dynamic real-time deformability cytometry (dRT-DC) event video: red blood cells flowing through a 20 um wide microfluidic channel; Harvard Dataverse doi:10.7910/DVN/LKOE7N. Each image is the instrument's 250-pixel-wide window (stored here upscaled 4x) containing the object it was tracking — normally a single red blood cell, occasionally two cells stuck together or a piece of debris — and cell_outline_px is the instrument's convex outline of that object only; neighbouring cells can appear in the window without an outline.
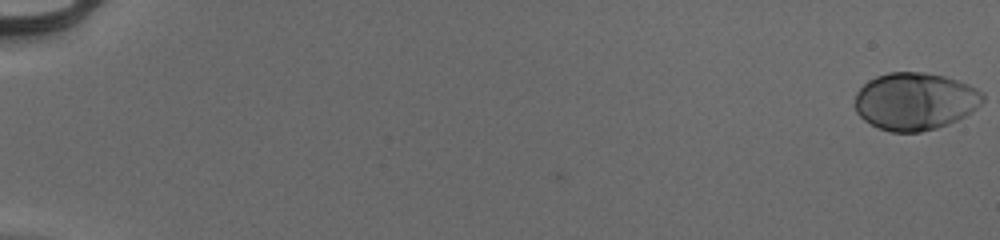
{"species": "human", "species_latin": "Homo sapiens", "temperature_condition": "cold", "stored_images_in_passage": 55, "camera_frame_rate_fps": 3000, "um_per_image_px": 0.085, "donor": {"sex": "male"}, "frame": {"image": 1, "passage_image": 1, "time_ms": 0.0, "image_size_px": [1000, 240], "cell_outline_px": [[984, 100], [972, 112], [948, 124], [936, 128], [920, 132], [892, 132], [880, 128], [864, 120], [856, 112], [856, 92], [868, 80], [876, 76], [888, 72], [924, 72], [944, 76], [968, 84], [976, 88], [984, 96]], "centroid_in_image_um": [77.77, 8.6], "position_along_channel_um": 7.2, "area_um2": 42.66}}
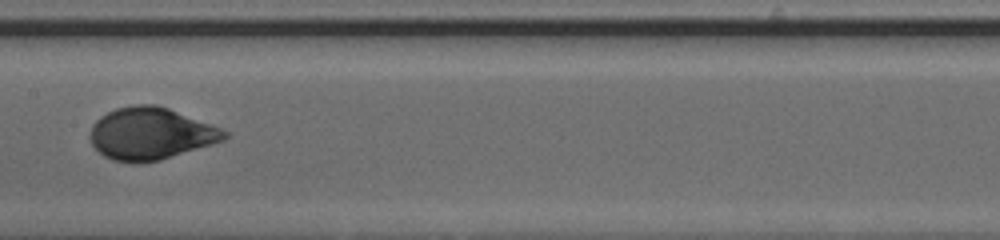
{"frame": {"image": 2, "passage_image": 31, "time_ms": 10.0, "image_size_px": [1000, 240], "cell_outline_px": [[228, 136], [224, 140], [212, 144], [160, 160], [136, 164], [112, 160], [104, 156], [92, 144], [88, 136], [92, 124], [100, 116], [116, 108], [136, 104], [156, 104], [168, 108], [220, 128], [228, 132]], "centroid_in_image_um": [12.76, 11.36], "position_along_channel_um": 194.6, "area_um2": 40.75}}
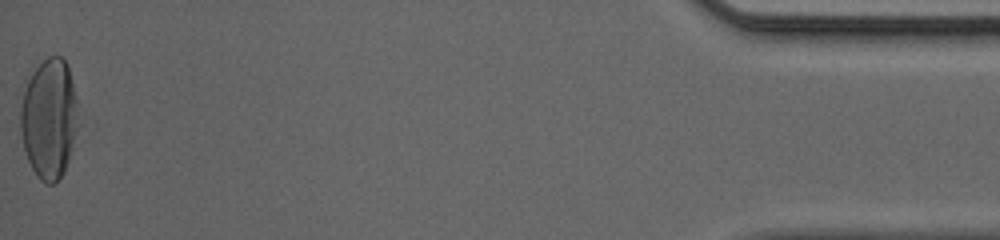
{"frame": {"image": 3, "passage_image": 55, "time_ms": 18.0, "image_size_px": [1000, 240], "cell_outline_px": [[80, 124], [64, 172], [52, 184], [48, 184], [40, 180], [36, 176], [28, 160], [24, 148], [20, 128], [20, 108], [24, 92], [28, 80], [32, 72], [48, 56], [60, 56], [68, 64], [76, 96]], "centroid_in_image_um": [4.2, 10.08], "position_along_channel_um": 431.0, "area_um2": 40.58}, "authors_computed_cell_mechanics": {"area_um2": 40.4022, "velocity_mm_per_s": 3.9756, "shape_relaxation_time_tau1_ms": 3.3577, "shape_relaxation_time_tau2_ms": null, "deformation_change_tau1": 0.1673, "deformation_change_tau2": null}}